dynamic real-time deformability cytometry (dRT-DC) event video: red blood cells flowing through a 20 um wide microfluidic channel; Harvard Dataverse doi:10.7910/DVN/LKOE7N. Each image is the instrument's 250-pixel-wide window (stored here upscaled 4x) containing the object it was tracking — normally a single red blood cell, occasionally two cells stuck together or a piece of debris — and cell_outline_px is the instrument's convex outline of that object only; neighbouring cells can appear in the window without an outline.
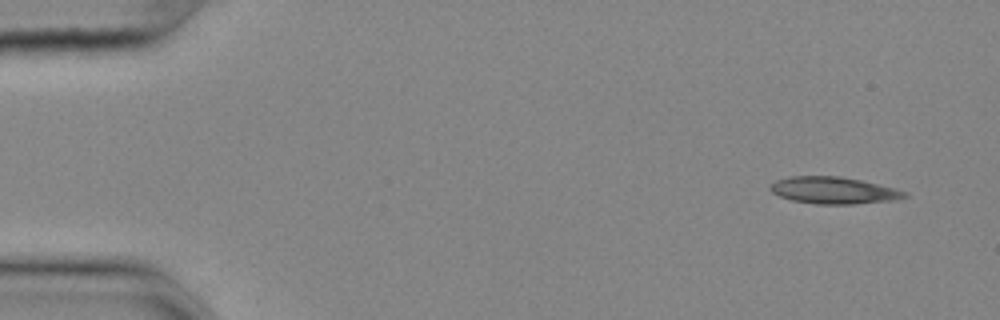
{"species": "common noctule bat (a hibernating species)", "species_latin": "Nyctalus noctula", "temperature_condition": "cold", "stored_images_in_passage": 52, "camera_frame_rate_fps": 3000, "um_per_image_px": 0.085, "animal": {"sex": "female", "body_mass_g": 25.1}, "frame": {"image": 1, "passage_image": 1, "time_ms": 0.0, "image_size_px": [1000, 320], "cell_outline_px": [[908, 196], [896, 200], [856, 204], [816, 204], [792, 200], [780, 196], [772, 192], [768, 188], [776, 180], [788, 176], [840, 176], [860, 180], [896, 188], [908, 192]], "centroid_in_image_um": [70.88, 16.18], "position_along_channel_um": 14.1, "area_um2": 21.15}}
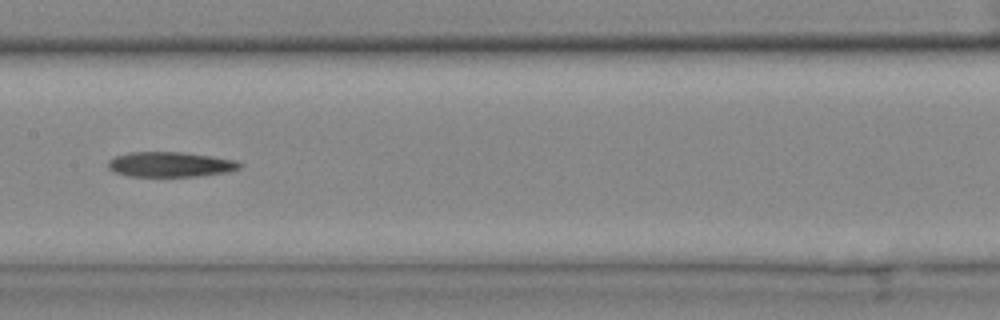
{"frame": {"image": 2, "passage_image": 25, "time_ms": 8.0, "image_size_px": [1000, 320], "cell_outline_px": [[244, 164], [240, 168], [228, 172], [196, 176], [128, 176], [112, 172], [108, 168], [108, 160], [112, 156], [128, 152], [184, 152], [212, 156], [236, 160]], "centroid_in_image_um": [14.45, 13.97], "position_along_channel_um": 193.0, "area_um2": 19.48}}
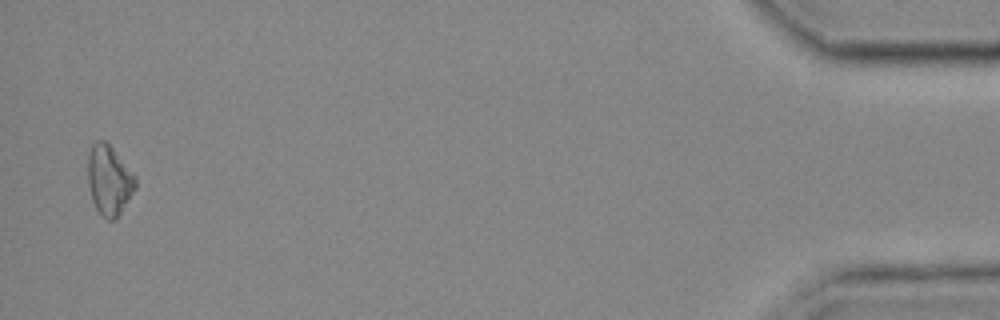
{"frame": {"image": 3, "passage_image": 51, "time_ms": 16.667, "image_size_px": [1000, 320], "cell_outline_px": [[136, 188], [116, 220], [108, 220], [100, 216], [92, 200], [88, 184], [88, 156], [92, 144], [96, 140], [104, 140], [112, 148], [136, 176]], "centroid_in_image_um": [9.27, 15.34], "position_along_channel_um": 425.9, "area_um2": 19.42}, "authors_computed_cell_mechanics": {"area_um2": 19.6809, "velocity_mm_per_s": 3.6698, "shape_relaxation_time_tau1_ms": 7.9506, "shape_relaxation_time_tau2_ms": null, "deformation_change_tau1": 0.1598, "deformation_change_tau2": null}}